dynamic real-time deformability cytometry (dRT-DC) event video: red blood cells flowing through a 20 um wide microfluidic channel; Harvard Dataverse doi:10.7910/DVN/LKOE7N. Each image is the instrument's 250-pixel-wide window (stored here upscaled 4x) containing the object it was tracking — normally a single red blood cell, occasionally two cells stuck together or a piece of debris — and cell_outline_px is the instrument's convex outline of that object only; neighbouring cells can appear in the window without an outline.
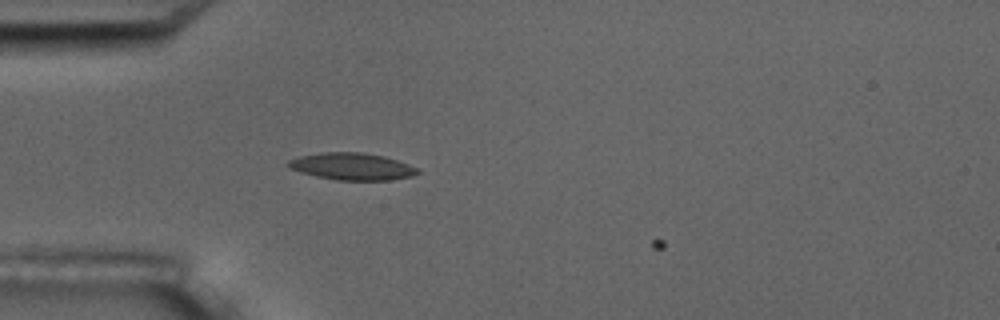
{"species": "common noctule bat (a hibernating species)", "species_latin": "Nyctalus noctula", "temperature_condition": "room temperature", "stored_images_in_passage": 3, "camera_frame_rate_fps": 3000, "um_per_image_px": 0.085, "animal": {"sex": "male", "body_mass_g": 17.5, "forearm_length_mm": 52.3}, "frame": {"image": 1, "passage_image": 3, "time_ms": 2.333, "image_size_px": [1000, 320], "cell_outline_px": [[420, 172], [412, 176], [392, 180], [336, 180], [316, 176], [292, 168], [284, 164], [288, 160], [300, 156], [320, 152], [360, 152], [384, 156], [408, 164], [416, 168]], "centroid_in_image_um": [29.92, 14.14], "position_along_channel_um": 55.1, "area_um2": 20.23}}